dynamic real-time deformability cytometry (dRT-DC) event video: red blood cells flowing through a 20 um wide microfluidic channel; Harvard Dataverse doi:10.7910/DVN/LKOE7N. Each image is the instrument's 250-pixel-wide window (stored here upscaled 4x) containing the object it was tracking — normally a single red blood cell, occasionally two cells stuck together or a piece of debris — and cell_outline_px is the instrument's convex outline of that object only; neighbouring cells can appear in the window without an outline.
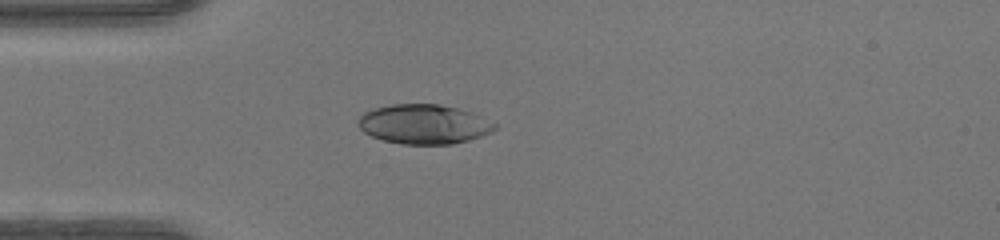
{"species": "human", "species_latin": "Homo sapiens", "temperature_condition": "warm", "stored_images_in_passage": 36, "camera_frame_rate_fps": 3000, "um_per_image_px": 0.085, "donor": {"sex": "female"}, "frame": {"image": 1, "passage_image": 1, "time_ms": 0.0, "image_size_px": [1000, 240], "cell_outline_px": [[496, 128], [492, 132], [468, 140], [452, 144], [400, 144], [384, 140], [372, 136], [364, 132], [356, 124], [356, 120], [364, 112], [376, 108], [392, 104], [440, 104], [460, 108], [472, 112], [496, 124]], "centroid_in_image_um": [36.01, 10.55], "position_along_channel_um": 49.0, "area_um2": 31.5}}
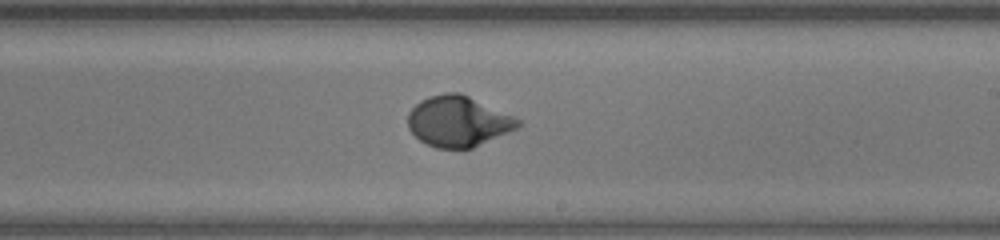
{"frame": {"image": 2, "passage_image": 16, "time_ms": 5.0, "image_size_px": [1000, 240], "cell_outline_px": [[520, 124], [516, 128], [472, 148], [436, 148], [420, 140], [408, 128], [408, 112], [420, 100], [428, 96], [444, 92], [460, 92], [512, 116], [520, 120]], "centroid_in_image_um": [38.89, 10.3], "position_along_channel_um": 250.1, "area_um2": 32.02}}
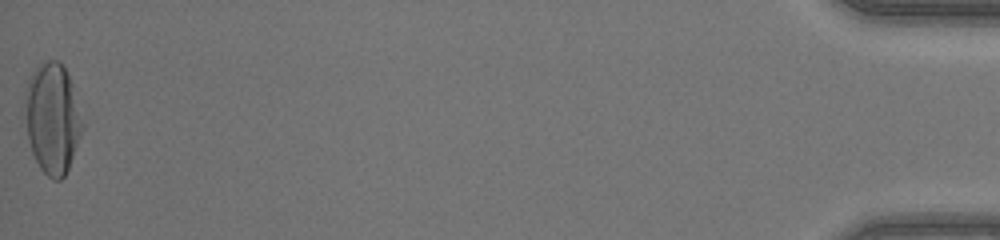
{"frame": {"image": 3, "passage_image": 36, "time_ms": 11.667, "image_size_px": [1000, 240], "cell_outline_px": [[84, 128], [68, 168], [64, 176], [60, 180], [52, 180], [40, 168], [32, 152], [28, 140], [24, 92], [28, 80], [32, 72], [40, 64], [48, 60], [56, 60], [64, 68], [68, 76], [84, 124]], "centroid_in_image_um": [4.45, 10.08], "position_along_channel_um": 430.8, "area_um2": 36.53}, "authors_computed_cell_mechanics": {"area_um2": 31.9634, "velocity_mm_per_s": 4.2901, "shape_relaxation_time_tau1_ms": 3.7514, "shape_relaxation_time_tau2_ms": null, "deformation_change_tau1": 0.2216, "deformation_change_tau2": null}}